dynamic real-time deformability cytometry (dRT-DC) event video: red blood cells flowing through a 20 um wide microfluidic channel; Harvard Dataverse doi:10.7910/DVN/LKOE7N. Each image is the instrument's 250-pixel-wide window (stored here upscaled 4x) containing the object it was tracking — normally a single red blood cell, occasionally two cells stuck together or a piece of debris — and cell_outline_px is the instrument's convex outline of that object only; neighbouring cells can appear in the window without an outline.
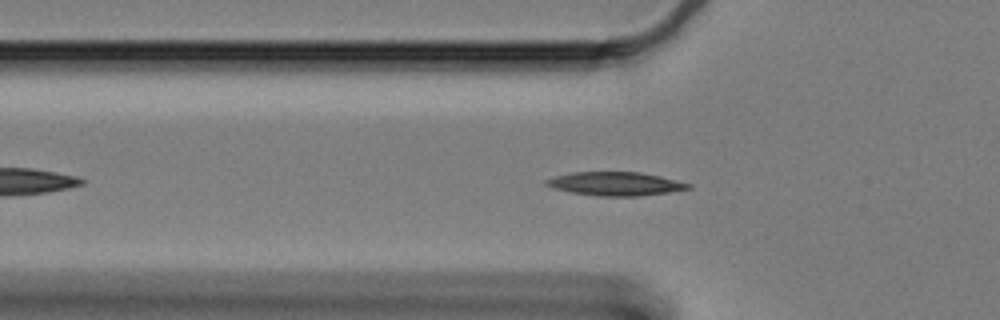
{"species": "Egyptian fruit bat (a non-hibernating species)", "species_latin": "Rousettus aegyptiacus", "temperature_condition": "cold", "stored_images_in_passage": 52, "camera_frame_rate_fps": 3000, "um_per_image_px": 0.085, "animal": {"sex": "female"}, "frame": {"image": 1, "passage_image": 10, "time_ms": 3.0, "image_size_px": [1000, 320], "cell_outline_px": [[692, 188], [668, 192], [640, 196], [600, 196], [572, 192], [552, 188], [544, 184], [544, 180], [556, 176], [572, 172], [640, 172], [660, 176], [692, 184]], "centroid_in_image_um": [52.31, 15.62], "position_along_channel_um": 73.5, "area_um2": 19.48}}
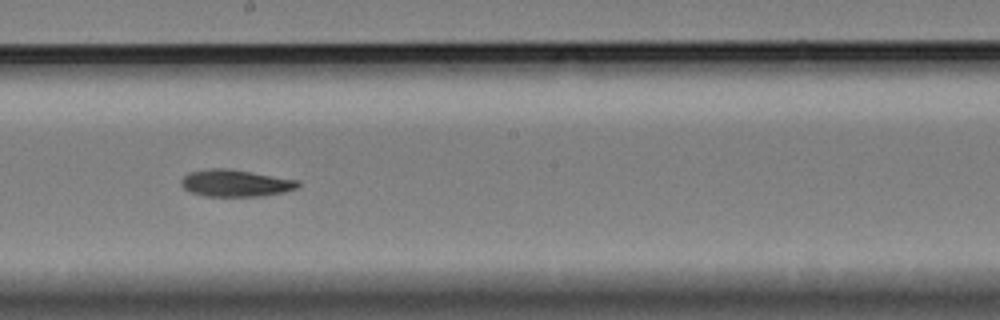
{"frame": {"image": 2, "passage_image": 24, "time_ms": 7.667, "image_size_px": [1000, 320], "cell_outline_px": [[300, 184], [296, 188], [284, 192], [264, 196], [204, 196], [188, 192], [180, 184], [180, 180], [188, 172], [212, 168], [228, 168], [300, 180]], "centroid_in_image_um": [20.0, 15.57], "position_along_channel_um": 228.2, "area_um2": 18.55}}
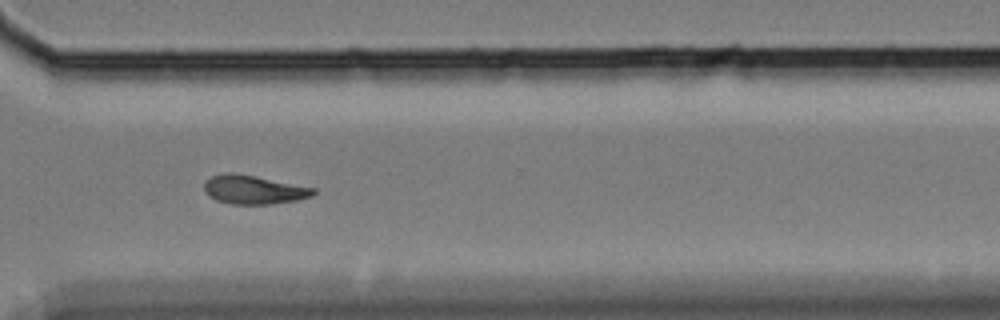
{"frame": {"image": 3, "passage_image": 35, "time_ms": 11.333, "image_size_px": [1000, 320], "cell_outline_px": [[316, 192], [312, 196], [300, 200], [272, 204], [232, 204], [216, 200], [208, 196], [204, 192], [204, 180], [212, 176], [228, 172], [232, 172], [316, 188]], "centroid_in_image_um": [21.55, 16.13], "position_along_channel_um": 349.0, "area_um2": 18.38}, "authors_computed_cell_mechanics": {"area_um2": 18.0047, "velocity_mm_per_s": 3.3021, "shape_relaxation_time_tau1_ms": 5.2185, "shape_relaxation_time_tau2_ms": null, "deformation_change_tau1": 0.1381, "deformation_change_tau2": null}}